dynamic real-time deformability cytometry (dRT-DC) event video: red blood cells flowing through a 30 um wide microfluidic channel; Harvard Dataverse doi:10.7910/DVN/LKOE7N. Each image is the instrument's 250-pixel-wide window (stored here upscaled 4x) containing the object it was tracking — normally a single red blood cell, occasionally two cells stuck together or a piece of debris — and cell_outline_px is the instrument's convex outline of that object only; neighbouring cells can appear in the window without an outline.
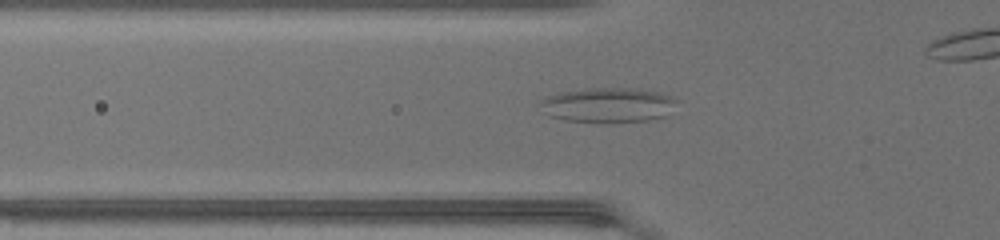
{"species": "common noctule bat (a hibernating species)", "species_latin": "Nyctalus noctula", "temperature_condition": "warm", "stored_images_in_passage": 46, "camera_frame_rate_fps": 3000, "um_per_image_px": 0.085, "animal": {"sex": "female", "body_mass_g": 17.0, "forearm_length_mm": 48.0}, "frame": {"image": 1, "passage_image": 18, "time_ms": 5.667, "image_size_px": [1000, 240], "cell_outline_px": [[676, 100], [664, 116], [648, 120], [600, 124], [564, 120], [548, 116], [544, 112], [540, 100], [548, 96], [564, 92], [592, 88], [628, 88], [652, 92], [672, 96]], "centroid_in_image_um": [51.61, 8.96], "position_along_channel_um": 74.2, "area_um2": 27.4}}
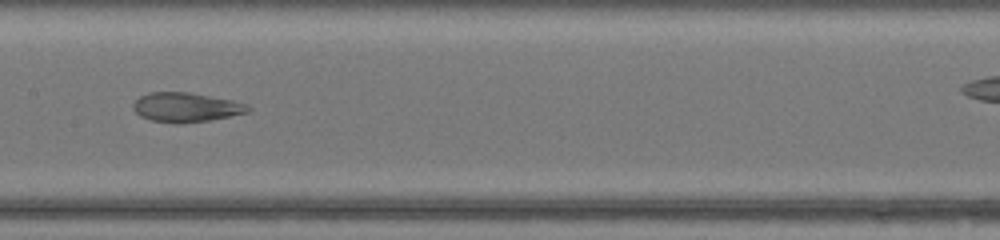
{"frame": {"image": 2, "passage_image": 26, "time_ms": 8.333, "image_size_px": [1000, 240], "cell_outline_px": [[252, 108], [248, 112], [212, 120], [180, 124], [172, 124], [152, 120], [140, 116], [132, 108], [132, 104], [140, 96], [152, 92], [188, 92], [232, 100], [248, 104]], "centroid_in_image_um": [15.82, 9.13], "position_along_channel_um": 191.6, "area_um2": 19.83}}
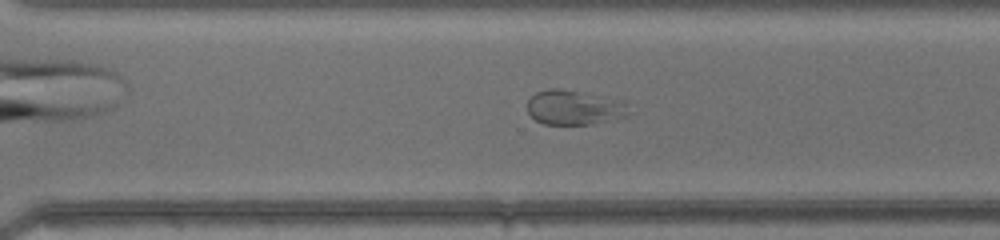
{"frame": {"image": 3, "passage_image": 35, "time_ms": 11.333, "image_size_px": [1000, 240], "cell_outline_px": [[628, 116], [616, 120], [592, 124], [544, 124], [536, 120], [528, 112], [528, 100], [536, 92], [548, 88], [556, 88], [576, 92], [620, 104], [628, 112]], "centroid_in_image_um": [48.65, 9.19], "position_along_channel_um": 321.9, "area_um2": 19.31}}